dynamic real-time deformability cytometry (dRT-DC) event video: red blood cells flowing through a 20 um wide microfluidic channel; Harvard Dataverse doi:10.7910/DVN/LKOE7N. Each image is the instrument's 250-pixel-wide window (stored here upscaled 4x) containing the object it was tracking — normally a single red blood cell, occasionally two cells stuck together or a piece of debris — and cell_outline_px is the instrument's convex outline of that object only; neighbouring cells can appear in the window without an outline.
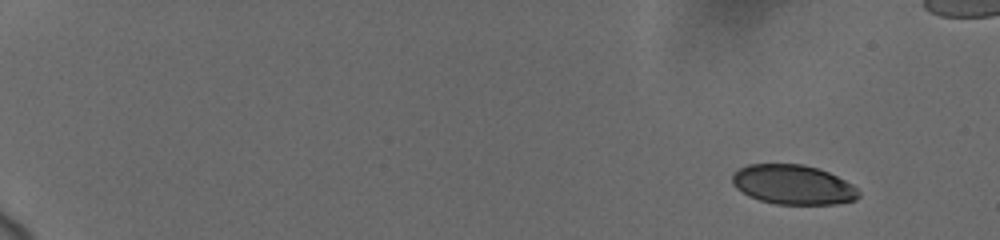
{"species": "human", "species_latin": "Homo sapiens", "temperature_condition": "cold", "stored_images_in_passage": 40, "camera_frame_rate_fps": 3000, "um_per_image_px": 0.085, "donor": {"sex": "female"}, "frame": {"image": 1, "passage_image": 1, "time_ms": 0.0, "image_size_px": [1000, 240], "cell_outline_px": [[860, 196], [856, 200], [836, 204], [776, 204], [760, 200], [748, 196], [736, 188], [732, 184], [732, 172], [748, 164], [804, 164], [828, 172], [852, 184], [860, 192]], "centroid_in_image_um": [67.39, 15.7], "position_along_channel_um": 17.6, "area_um2": 29.25}}
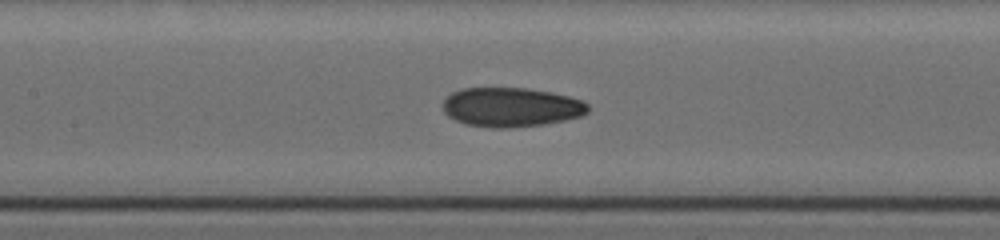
{"frame": {"image": 2, "passage_image": 20, "time_ms": 8.667, "image_size_px": [1000, 240], "cell_outline_px": [[588, 112], [580, 116], [564, 120], [544, 124], [508, 128], [492, 128], [468, 124], [456, 120], [448, 116], [444, 112], [440, 104], [452, 92], [460, 88], [528, 88], [552, 92], [568, 96], [580, 100], [588, 104]], "centroid_in_image_um": [43.41, 9.1], "position_along_channel_um": 164.0, "area_um2": 33.29}}
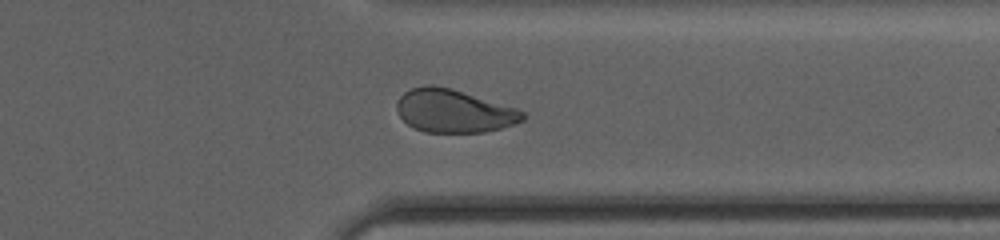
{"frame": {"image": 3, "passage_image": 33, "time_ms": 14.333, "image_size_px": [1000, 240], "cell_outline_px": [[524, 120], [516, 124], [484, 132], [424, 132], [408, 124], [400, 116], [396, 108], [396, 104], [400, 96], [404, 92], [412, 88], [428, 84], [432, 84], [452, 88], [516, 108], [524, 112]], "centroid_in_image_um": [38.57, 9.42], "position_along_channel_um": 372.8, "area_um2": 31.56}, "authors_computed_cell_mechanics": {"area_um2": 32.4836, "velocity_mm_per_s": 3.6907, "shape_relaxation_time_tau1_ms": 5.8035, "shape_relaxation_time_tau2_ms": 2.1774, "deformation_change_tau1": 0.142, "deformation_change_tau2": 0.0551}}